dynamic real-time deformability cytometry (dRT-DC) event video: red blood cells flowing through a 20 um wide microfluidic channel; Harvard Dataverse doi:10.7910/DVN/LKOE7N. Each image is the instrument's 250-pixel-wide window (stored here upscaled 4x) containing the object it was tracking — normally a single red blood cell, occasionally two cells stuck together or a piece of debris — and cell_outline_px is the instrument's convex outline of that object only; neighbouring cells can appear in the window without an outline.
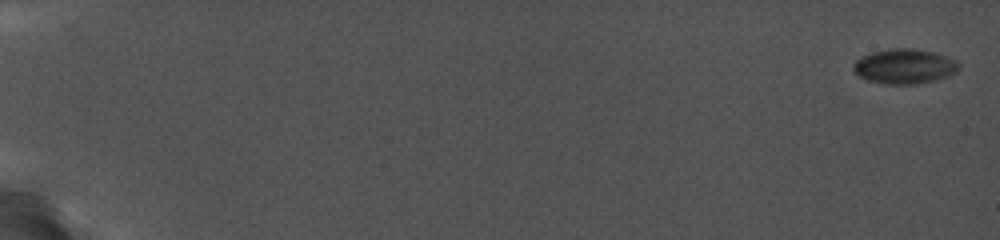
{"species": "common noctule bat (a hibernating species)", "species_latin": "Nyctalus noctula", "temperature_condition": "cold", "stored_images_in_passage": 15, "camera_frame_rate_fps": 5000, "um_per_image_px": 0.085, "animal": {"sex": "female", "body_mass_g": 19.0, "forearm_length_mm": 56.7}, "frame": {"image": 1, "passage_image": 1, "time_ms": 0.0, "image_size_px": [1000, 240], "cell_outline_px": [[960, 68], [956, 72], [948, 76], [936, 80], [916, 84], [884, 84], [868, 80], [860, 76], [852, 68], [852, 64], [856, 60], [872, 52], [892, 48], [912, 48], [936, 52], [956, 60], [960, 64]], "centroid_in_image_um": [76.91, 5.63], "position_along_channel_um": 8.1, "area_um2": 21.5}}
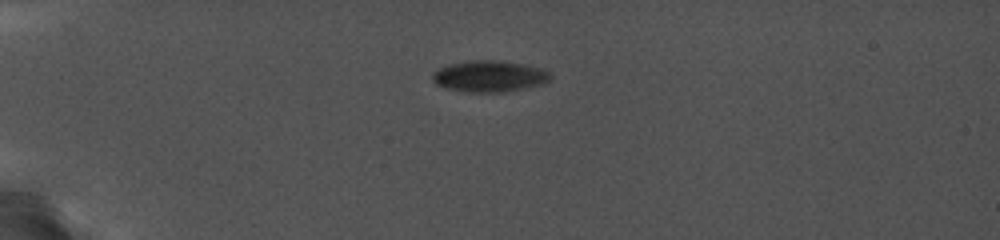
{"frame": {"image": 2, "passage_image": 7, "time_ms": 5.2, "image_size_px": [1000, 240], "cell_outline_px": [[552, 76], [548, 80], [540, 84], [508, 92], [468, 92], [444, 88], [436, 84], [432, 80], [432, 72], [448, 64], [472, 60], [496, 60], [520, 64], [540, 68], [548, 72]], "centroid_in_image_um": [41.53, 6.49], "position_along_channel_um": 43.5, "area_um2": 21.39}}
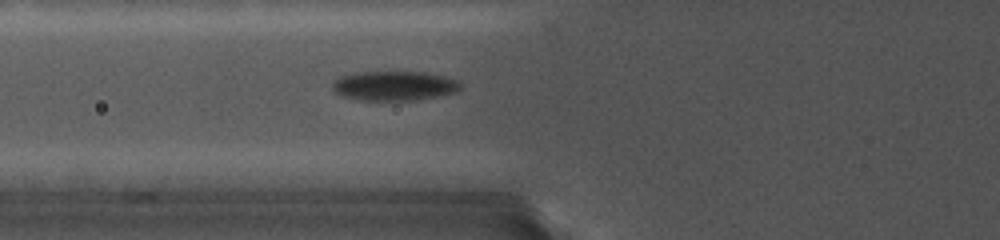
{"frame": {"image": 3, "passage_image": 11, "time_ms": 7.8, "image_size_px": [1000, 240], "cell_outline_px": [[460, 88], [456, 92], [412, 100], [360, 100], [344, 96], [336, 92], [332, 88], [332, 84], [340, 76], [356, 72], [428, 72], [444, 76], [456, 80], [460, 84]], "centroid_in_image_um": [33.49, 7.28], "position_along_channel_um": 92.3, "area_um2": 21.73}}